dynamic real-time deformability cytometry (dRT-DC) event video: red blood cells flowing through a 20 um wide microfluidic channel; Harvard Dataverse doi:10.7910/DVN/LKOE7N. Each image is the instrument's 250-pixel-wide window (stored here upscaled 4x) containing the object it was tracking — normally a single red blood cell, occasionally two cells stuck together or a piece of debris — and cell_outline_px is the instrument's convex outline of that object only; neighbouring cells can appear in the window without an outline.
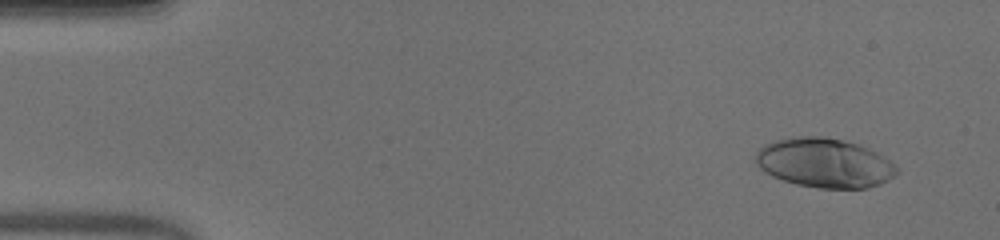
{"species": "human", "species_latin": "Homo sapiens", "temperature_condition": "warm", "stored_images_in_passage": 52, "camera_frame_rate_fps": 3000, "um_per_image_px": 0.085, "donor": {"sex": "male"}, "frame": {"image": 1, "passage_image": 4, "time_ms": 1.0, "image_size_px": [1000, 240], "cell_outline_px": [[900, 172], [896, 176], [880, 184], [868, 188], [820, 188], [796, 184], [772, 176], [764, 172], [756, 164], [756, 152], [764, 144], [776, 140], [792, 136], [824, 136], [844, 140], [860, 144], [884, 156]], "centroid_in_image_um": [70.08, 13.84], "position_along_channel_um": 14.9, "area_um2": 40.81}}
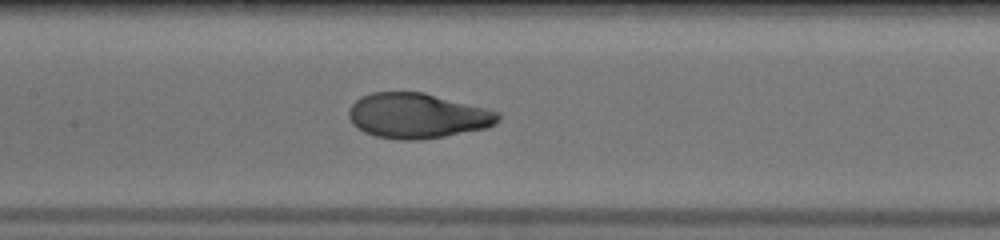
{"frame": {"image": 2, "passage_image": 25, "time_ms": 8.0, "image_size_px": [1000, 240], "cell_outline_px": [[500, 120], [496, 124], [488, 128], [444, 136], [420, 140], [400, 140], [376, 136], [364, 132], [356, 128], [352, 124], [348, 116], [348, 108], [360, 96], [372, 92], [424, 92], [488, 108], [500, 112]], "centroid_in_image_um": [35.49, 9.84], "position_along_channel_um": 171.9, "area_um2": 39.77}}
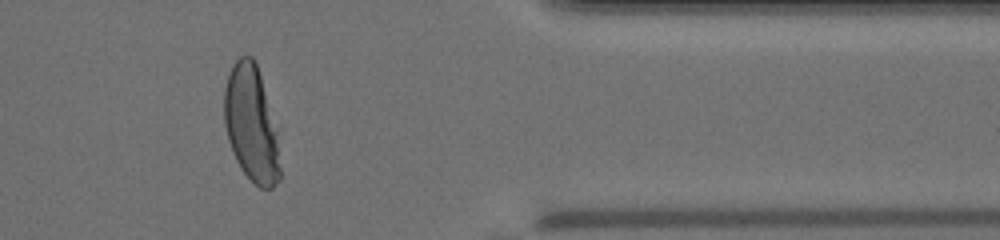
{"frame": {"image": 3, "passage_image": 43, "time_ms": 14.0, "image_size_px": [1000, 240], "cell_outline_px": [[280, 180], [272, 188], [260, 188], [240, 168], [232, 152], [228, 140], [224, 124], [224, 88], [228, 76], [236, 60], [240, 56], [252, 56], [256, 64], [280, 124]], "centroid_in_image_um": [21.43, 10.53], "position_along_channel_um": 390.0, "area_um2": 39.07}, "authors_computed_cell_mechanics": {"area_um2": 39.593, "velocity_mm_per_s": 3.9639, "shape_relaxation_time_tau1_ms": 4.3279, "shape_relaxation_time_tau2_ms": null, "deformation_change_tau1": 0.2587, "deformation_change_tau2": null}}